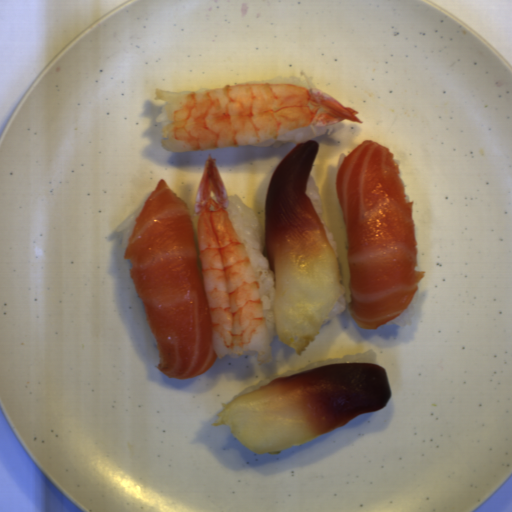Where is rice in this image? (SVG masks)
Listing matches in <instances>:
<instances>
[{"instance_id":"1","label":"rice","mask_w":512,"mask_h":512,"mask_svg":"<svg viewBox=\"0 0 512 512\" xmlns=\"http://www.w3.org/2000/svg\"><path fill=\"white\" fill-rule=\"evenodd\" d=\"M277 166L272 167L255 191V210L235 195L227 197L226 209L229 220L239 240L244 244L257 276L270 342L277 338L278 334L274 308V272L270 269L268 258L264 256V243L266 199Z\"/></svg>"},{"instance_id":"2","label":"rice","mask_w":512,"mask_h":512,"mask_svg":"<svg viewBox=\"0 0 512 512\" xmlns=\"http://www.w3.org/2000/svg\"><path fill=\"white\" fill-rule=\"evenodd\" d=\"M347 363H369V364H376L378 363V355L375 350H368L365 352H358V353H347L342 357H336V358H330L325 359L321 361L311 362L307 364L306 366L302 368H293L287 372H284L282 374H278L275 376L267 377L263 380L258 381L254 385L245 388L242 390L239 394H237L234 398L242 396L244 394L250 393L254 390H257L266 384L270 383L272 380L276 378H284L293 374L301 373L304 371L325 367L333 364H347ZM233 398V399H234ZM232 399V400H233Z\"/></svg>"},{"instance_id":"3","label":"rice","mask_w":512,"mask_h":512,"mask_svg":"<svg viewBox=\"0 0 512 512\" xmlns=\"http://www.w3.org/2000/svg\"><path fill=\"white\" fill-rule=\"evenodd\" d=\"M338 125L339 122L331 125H306L271 138L248 144L254 147L273 148H279L288 143L299 145L303 142L311 141L325 134L334 132L338 128Z\"/></svg>"},{"instance_id":"5","label":"rice","mask_w":512,"mask_h":512,"mask_svg":"<svg viewBox=\"0 0 512 512\" xmlns=\"http://www.w3.org/2000/svg\"><path fill=\"white\" fill-rule=\"evenodd\" d=\"M144 206L139 207L124 219H122L119 224L116 226L115 232H117L120 236L119 245L123 252L125 253V248L128 244V241L133 233V230L138 222V219L144 209Z\"/></svg>"},{"instance_id":"7","label":"rice","mask_w":512,"mask_h":512,"mask_svg":"<svg viewBox=\"0 0 512 512\" xmlns=\"http://www.w3.org/2000/svg\"><path fill=\"white\" fill-rule=\"evenodd\" d=\"M346 303H347V300L344 296V294L338 299L331 315L327 318V320L325 322H328V321H331V320H334L336 319L337 317L341 316L342 314L345 313V309H346ZM324 322V323H325Z\"/></svg>"},{"instance_id":"4","label":"rice","mask_w":512,"mask_h":512,"mask_svg":"<svg viewBox=\"0 0 512 512\" xmlns=\"http://www.w3.org/2000/svg\"><path fill=\"white\" fill-rule=\"evenodd\" d=\"M306 194L307 196L310 198V200L312 201L320 219H321V222L323 224V227L326 231V234L328 236V239L335 251V254H336V258L338 260V255H339V250H338V246H337V243H336V239H335V235L333 233V231L331 230V228L329 227L325 217H324V212H323V205H322V200H321V194H320V191L312 177V175L309 174L308 176V180H307V184H306Z\"/></svg>"},{"instance_id":"6","label":"rice","mask_w":512,"mask_h":512,"mask_svg":"<svg viewBox=\"0 0 512 512\" xmlns=\"http://www.w3.org/2000/svg\"><path fill=\"white\" fill-rule=\"evenodd\" d=\"M245 83L293 84L304 88L317 90L310 79L302 76H273Z\"/></svg>"}]
</instances>
